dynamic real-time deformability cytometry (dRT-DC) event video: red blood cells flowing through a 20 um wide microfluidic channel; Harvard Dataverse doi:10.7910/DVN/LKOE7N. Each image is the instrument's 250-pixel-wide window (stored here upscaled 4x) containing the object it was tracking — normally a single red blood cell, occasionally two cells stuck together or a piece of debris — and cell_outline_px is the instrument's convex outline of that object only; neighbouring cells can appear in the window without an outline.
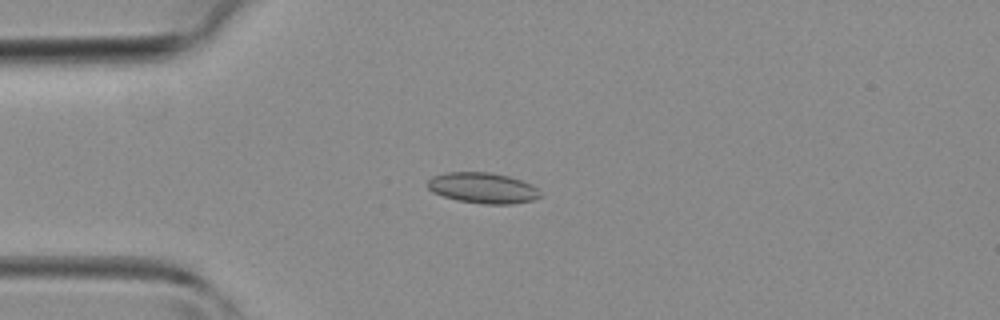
{"species": "common noctule bat (a hibernating species)", "species_latin": "Nyctalus noctula", "temperature_condition": "room temperature", "stored_images_in_passage": 33, "camera_frame_rate_fps": 3000, "um_per_image_px": 0.085, "animal": {"sex": "female", "body_mass_g": 19.3, "forearm_length_mm": 54.1}, "frame": {"image": 1, "passage_image": 2, "time_ms": 0.333, "image_size_px": [1000, 320], "cell_outline_px": [[544, 196], [532, 200], [512, 204], [484, 204], [456, 200], [432, 192], [428, 188], [428, 180], [432, 176], [448, 172], [492, 172], [508, 176], [532, 184]], "centroid_in_image_um": [41.05, 15.98], "position_along_channel_um": 43.9, "area_um2": 20.23}}
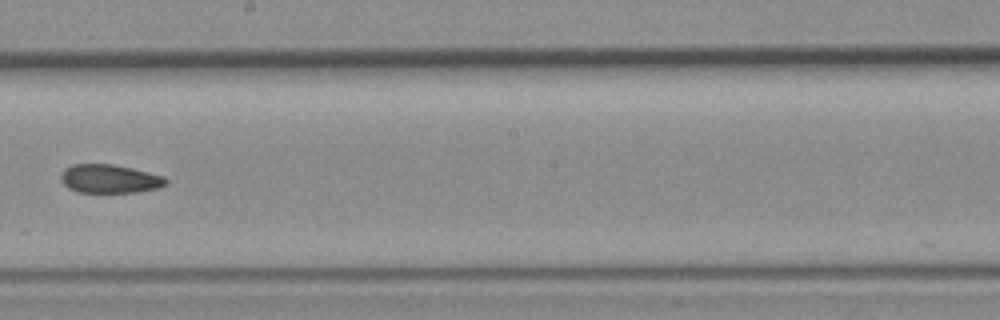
{"frame": {"image": 2, "passage_image": 15, "time_ms": 4.667, "image_size_px": [1000, 320], "cell_outline_px": [[168, 184], [156, 188], [140, 192], [76, 192], [68, 188], [60, 180], [60, 176], [64, 168], [72, 164], [112, 164], [132, 168], [164, 176], [168, 180]], "centroid_in_image_um": [9.3, 15.2], "position_along_channel_um": 238.9, "area_um2": 17.63}}
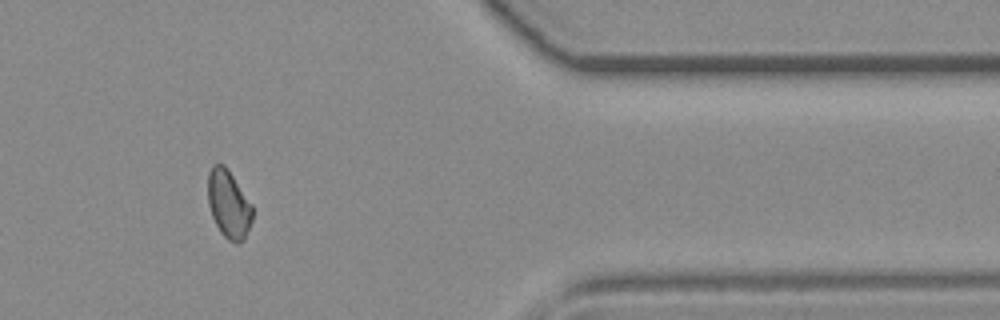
{"frame": {"image": 3, "passage_image": 26, "time_ms": 8.333, "image_size_px": [1000, 320], "cell_outline_px": [[252, 220], [244, 240], [236, 244], [228, 240], [220, 232], [212, 216], [208, 204], [208, 172], [212, 164], [224, 164], [228, 168], [252, 204]], "centroid_in_image_um": [19.43, 17.34], "position_along_channel_um": 392.0, "area_um2": 17.8}}